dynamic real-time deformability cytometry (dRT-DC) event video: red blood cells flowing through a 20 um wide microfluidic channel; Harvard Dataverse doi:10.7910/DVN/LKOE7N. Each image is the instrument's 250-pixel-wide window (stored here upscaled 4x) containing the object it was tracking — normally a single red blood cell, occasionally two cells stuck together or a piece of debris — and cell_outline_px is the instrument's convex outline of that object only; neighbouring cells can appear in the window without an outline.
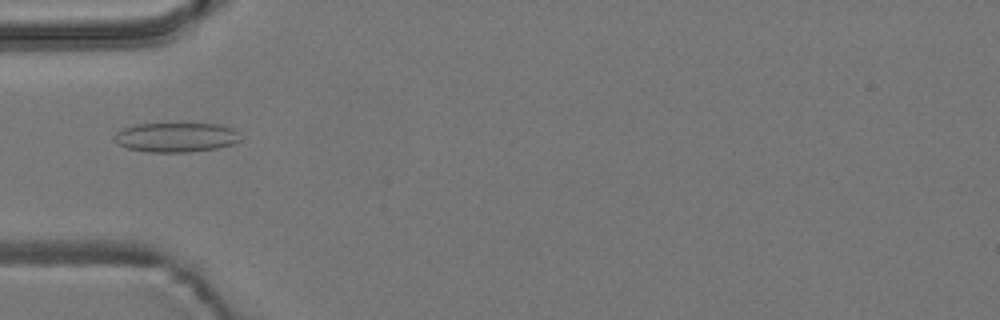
{"species": "common noctule bat (a hibernating species)", "species_latin": "Nyctalus noctula", "temperature_condition": "room temperature", "stored_images_in_passage": 5, "camera_frame_rate_fps": 3000, "um_per_image_px": 0.085, "animal": {"sex": "male", "body_mass_g": 19.2, "forearm_length_mm": 51.8}, "frame": {"image": 1, "passage_image": 1, "time_ms": 0.0, "image_size_px": [1000, 320], "cell_outline_px": [[240, 140], [232, 144], [216, 148], [188, 152], [148, 152], [128, 148], [120, 144], [116, 140], [116, 132], [124, 128], [136, 124], [180, 120], [220, 124], [232, 128], [236, 132]], "centroid_in_image_um": [14.98, 11.6], "position_along_channel_um": 70.0, "area_um2": 22.48}}
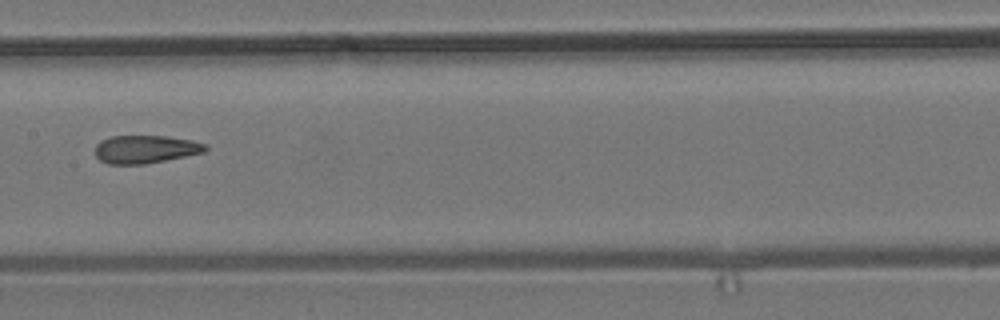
{"frame": {"image": 2, "passage_image": 4, "time_ms": 3.333, "image_size_px": [1000, 320], "cell_outline_px": [[208, 148], [204, 152], [144, 164], [108, 164], [100, 160], [96, 156], [96, 144], [100, 140], [112, 136], [168, 136], [192, 140], [208, 144]], "centroid_in_image_um": [12.37, 12.67], "position_along_channel_um": 195.0, "area_um2": 17.98}}
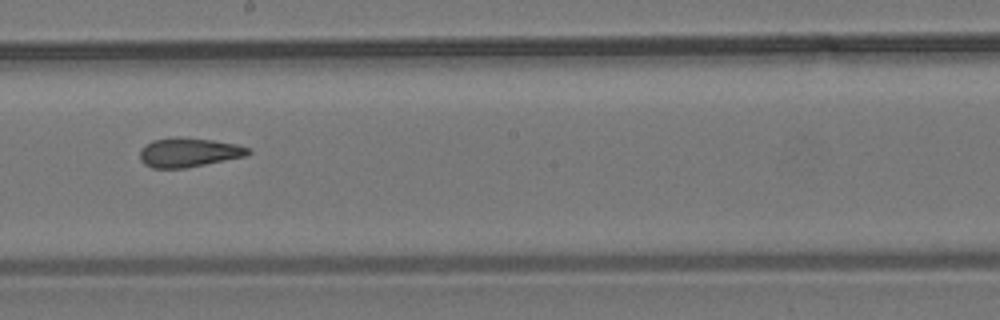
{"frame": {"image": 3, "passage_image": 5, "time_ms": 4.333, "image_size_px": [1000, 320], "cell_outline_px": [[252, 152], [244, 156], [184, 168], [152, 168], [144, 164], [140, 160], [140, 148], [152, 140], [176, 136], [180, 136], [212, 140], [236, 144], [248, 148]], "centroid_in_image_um": [15.98, 12.94], "position_along_channel_um": 232.2, "area_um2": 18.38}}